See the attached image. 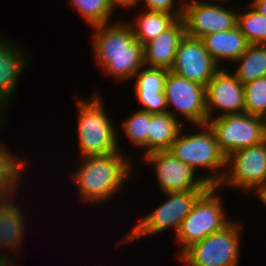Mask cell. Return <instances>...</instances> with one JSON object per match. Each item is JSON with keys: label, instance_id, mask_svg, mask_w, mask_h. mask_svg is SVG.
Returning <instances> with one entry per match:
<instances>
[{"label": "cell", "instance_id": "obj_21", "mask_svg": "<svg viewBox=\"0 0 266 266\" xmlns=\"http://www.w3.org/2000/svg\"><path fill=\"white\" fill-rule=\"evenodd\" d=\"M182 122L185 121H179L169 112L150 114L148 154L154 151L169 150L185 125Z\"/></svg>", "mask_w": 266, "mask_h": 266}, {"label": "cell", "instance_id": "obj_17", "mask_svg": "<svg viewBox=\"0 0 266 266\" xmlns=\"http://www.w3.org/2000/svg\"><path fill=\"white\" fill-rule=\"evenodd\" d=\"M184 36V21L180 18L169 29L143 46L144 66L170 71L179 42Z\"/></svg>", "mask_w": 266, "mask_h": 266}, {"label": "cell", "instance_id": "obj_28", "mask_svg": "<svg viewBox=\"0 0 266 266\" xmlns=\"http://www.w3.org/2000/svg\"><path fill=\"white\" fill-rule=\"evenodd\" d=\"M140 3L144 10L175 15L178 19L183 16L184 3L180 0H139L137 6Z\"/></svg>", "mask_w": 266, "mask_h": 266}, {"label": "cell", "instance_id": "obj_29", "mask_svg": "<svg viewBox=\"0 0 266 266\" xmlns=\"http://www.w3.org/2000/svg\"><path fill=\"white\" fill-rule=\"evenodd\" d=\"M139 0H108L109 4L113 7L114 10L117 8H125V9H131V8H137Z\"/></svg>", "mask_w": 266, "mask_h": 266}, {"label": "cell", "instance_id": "obj_37", "mask_svg": "<svg viewBox=\"0 0 266 266\" xmlns=\"http://www.w3.org/2000/svg\"><path fill=\"white\" fill-rule=\"evenodd\" d=\"M265 137H266V118H265Z\"/></svg>", "mask_w": 266, "mask_h": 266}, {"label": "cell", "instance_id": "obj_1", "mask_svg": "<svg viewBox=\"0 0 266 266\" xmlns=\"http://www.w3.org/2000/svg\"><path fill=\"white\" fill-rule=\"evenodd\" d=\"M96 65L110 79L120 83L133 80L144 66L143 45L136 40L126 20L90 27Z\"/></svg>", "mask_w": 266, "mask_h": 266}, {"label": "cell", "instance_id": "obj_5", "mask_svg": "<svg viewBox=\"0 0 266 266\" xmlns=\"http://www.w3.org/2000/svg\"><path fill=\"white\" fill-rule=\"evenodd\" d=\"M218 191V186H210L182 221L175 236L179 244L178 257L192 244L222 230L232 221L226 214L224 199Z\"/></svg>", "mask_w": 266, "mask_h": 266}, {"label": "cell", "instance_id": "obj_31", "mask_svg": "<svg viewBox=\"0 0 266 266\" xmlns=\"http://www.w3.org/2000/svg\"><path fill=\"white\" fill-rule=\"evenodd\" d=\"M9 108L10 107L2 99H0V128L3 127L5 125L4 123L7 122L6 112H9Z\"/></svg>", "mask_w": 266, "mask_h": 266}, {"label": "cell", "instance_id": "obj_26", "mask_svg": "<svg viewBox=\"0 0 266 266\" xmlns=\"http://www.w3.org/2000/svg\"><path fill=\"white\" fill-rule=\"evenodd\" d=\"M237 14V26L249 44H266V16L259 14L250 5Z\"/></svg>", "mask_w": 266, "mask_h": 266}, {"label": "cell", "instance_id": "obj_27", "mask_svg": "<svg viewBox=\"0 0 266 266\" xmlns=\"http://www.w3.org/2000/svg\"><path fill=\"white\" fill-rule=\"evenodd\" d=\"M244 113L266 118V77L244 84Z\"/></svg>", "mask_w": 266, "mask_h": 266}, {"label": "cell", "instance_id": "obj_32", "mask_svg": "<svg viewBox=\"0 0 266 266\" xmlns=\"http://www.w3.org/2000/svg\"><path fill=\"white\" fill-rule=\"evenodd\" d=\"M254 194L259 199L260 203L262 202L266 207V184L260 187Z\"/></svg>", "mask_w": 266, "mask_h": 266}, {"label": "cell", "instance_id": "obj_25", "mask_svg": "<svg viewBox=\"0 0 266 266\" xmlns=\"http://www.w3.org/2000/svg\"><path fill=\"white\" fill-rule=\"evenodd\" d=\"M150 124V113L137 109L129 117L124 118L120 128L132 142L133 147L145 150L144 155L148 154V132Z\"/></svg>", "mask_w": 266, "mask_h": 266}, {"label": "cell", "instance_id": "obj_22", "mask_svg": "<svg viewBox=\"0 0 266 266\" xmlns=\"http://www.w3.org/2000/svg\"><path fill=\"white\" fill-rule=\"evenodd\" d=\"M137 14L133 20L130 19L128 24L136 40L143 46L169 29L178 20L175 15L148 10H142Z\"/></svg>", "mask_w": 266, "mask_h": 266}, {"label": "cell", "instance_id": "obj_24", "mask_svg": "<svg viewBox=\"0 0 266 266\" xmlns=\"http://www.w3.org/2000/svg\"><path fill=\"white\" fill-rule=\"evenodd\" d=\"M72 9L90 27L112 23L115 10L108 0H70Z\"/></svg>", "mask_w": 266, "mask_h": 266}, {"label": "cell", "instance_id": "obj_19", "mask_svg": "<svg viewBox=\"0 0 266 266\" xmlns=\"http://www.w3.org/2000/svg\"><path fill=\"white\" fill-rule=\"evenodd\" d=\"M15 198L7 199L0 205V244H3L9 253L16 256L24 242L26 233L25 214L21 210V202ZM21 207V208H20ZM25 222V223H24ZM24 234V235H23ZM12 250V251H11Z\"/></svg>", "mask_w": 266, "mask_h": 266}, {"label": "cell", "instance_id": "obj_3", "mask_svg": "<svg viewBox=\"0 0 266 266\" xmlns=\"http://www.w3.org/2000/svg\"><path fill=\"white\" fill-rule=\"evenodd\" d=\"M76 99L79 157L108 155L121 150L117 139L118 126L106 111L100 93L96 91L87 99L80 96Z\"/></svg>", "mask_w": 266, "mask_h": 266}, {"label": "cell", "instance_id": "obj_6", "mask_svg": "<svg viewBox=\"0 0 266 266\" xmlns=\"http://www.w3.org/2000/svg\"><path fill=\"white\" fill-rule=\"evenodd\" d=\"M206 190H187L164 193L166 201L152 212L140 218L124 236L122 243H132L151 235H160L169 229L178 232L182 221L192 210L195 202Z\"/></svg>", "mask_w": 266, "mask_h": 266}, {"label": "cell", "instance_id": "obj_9", "mask_svg": "<svg viewBox=\"0 0 266 266\" xmlns=\"http://www.w3.org/2000/svg\"><path fill=\"white\" fill-rule=\"evenodd\" d=\"M220 150L226 158L233 152L260 144L265 137V119L247 113L209 119Z\"/></svg>", "mask_w": 266, "mask_h": 266}, {"label": "cell", "instance_id": "obj_4", "mask_svg": "<svg viewBox=\"0 0 266 266\" xmlns=\"http://www.w3.org/2000/svg\"><path fill=\"white\" fill-rule=\"evenodd\" d=\"M198 132L184 134V127L171 144L169 151L194 171L208 170L202 178L210 186H218L226 170V156L216 141L215 134L208 124L193 125Z\"/></svg>", "mask_w": 266, "mask_h": 266}, {"label": "cell", "instance_id": "obj_30", "mask_svg": "<svg viewBox=\"0 0 266 266\" xmlns=\"http://www.w3.org/2000/svg\"><path fill=\"white\" fill-rule=\"evenodd\" d=\"M248 3L259 14L266 16V0H250Z\"/></svg>", "mask_w": 266, "mask_h": 266}, {"label": "cell", "instance_id": "obj_34", "mask_svg": "<svg viewBox=\"0 0 266 266\" xmlns=\"http://www.w3.org/2000/svg\"><path fill=\"white\" fill-rule=\"evenodd\" d=\"M15 258H11L8 261H5L3 263L0 264V266H17V264L14 262ZM14 262V263H12Z\"/></svg>", "mask_w": 266, "mask_h": 266}, {"label": "cell", "instance_id": "obj_16", "mask_svg": "<svg viewBox=\"0 0 266 266\" xmlns=\"http://www.w3.org/2000/svg\"><path fill=\"white\" fill-rule=\"evenodd\" d=\"M168 70L143 66L134 76V92L140 110L150 114L167 112L166 98L164 95L165 80Z\"/></svg>", "mask_w": 266, "mask_h": 266}, {"label": "cell", "instance_id": "obj_33", "mask_svg": "<svg viewBox=\"0 0 266 266\" xmlns=\"http://www.w3.org/2000/svg\"><path fill=\"white\" fill-rule=\"evenodd\" d=\"M3 247V248H2ZM2 249H6V251L8 250L3 244H0V252H3V251H1ZM8 255H4V254H1L0 253V264L1 263H3V262H5V261H8L9 259H11V258H14L13 256H11L9 253H7ZM4 256V257H3ZM11 256V257H10Z\"/></svg>", "mask_w": 266, "mask_h": 266}, {"label": "cell", "instance_id": "obj_7", "mask_svg": "<svg viewBox=\"0 0 266 266\" xmlns=\"http://www.w3.org/2000/svg\"><path fill=\"white\" fill-rule=\"evenodd\" d=\"M242 223L232 220L222 230L192 244L179 257L186 266H239Z\"/></svg>", "mask_w": 266, "mask_h": 266}, {"label": "cell", "instance_id": "obj_14", "mask_svg": "<svg viewBox=\"0 0 266 266\" xmlns=\"http://www.w3.org/2000/svg\"><path fill=\"white\" fill-rule=\"evenodd\" d=\"M220 69L201 39L185 35L179 42L170 71L206 87Z\"/></svg>", "mask_w": 266, "mask_h": 266}, {"label": "cell", "instance_id": "obj_8", "mask_svg": "<svg viewBox=\"0 0 266 266\" xmlns=\"http://www.w3.org/2000/svg\"><path fill=\"white\" fill-rule=\"evenodd\" d=\"M266 184V140L233 152L226 159V170L218 188L241 189L254 193ZM234 187V188H233Z\"/></svg>", "mask_w": 266, "mask_h": 266}, {"label": "cell", "instance_id": "obj_23", "mask_svg": "<svg viewBox=\"0 0 266 266\" xmlns=\"http://www.w3.org/2000/svg\"><path fill=\"white\" fill-rule=\"evenodd\" d=\"M234 62L237 66L232 73L242 84L266 77V44H249Z\"/></svg>", "mask_w": 266, "mask_h": 266}, {"label": "cell", "instance_id": "obj_20", "mask_svg": "<svg viewBox=\"0 0 266 266\" xmlns=\"http://www.w3.org/2000/svg\"><path fill=\"white\" fill-rule=\"evenodd\" d=\"M0 141V194L7 200L16 198L17 190L29 161L13 153L10 148ZM8 148V149H7ZM19 156V157H18ZM27 165V166H26ZM21 182V183H20ZM16 193V194H15Z\"/></svg>", "mask_w": 266, "mask_h": 266}, {"label": "cell", "instance_id": "obj_12", "mask_svg": "<svg viewBox=\"0 0 266 266\" xmlns=\"http://www.w3.org/2000/svg\"><path fill=\"white\" fill-rule=\"evenodd\" d=\"M143 158L152 165L162 193L207 190L210 187L202 176H198L196 171L177 159L169 150L154 151L143 155Z\"/></svg>", "mask_w": 266, "mask_h": 266}, {"label": "cell", "instance_id": "obj_11", "mask_svg": "<svg viewBox=\"0 0 266 266\" xmlns=\"http://www.w3.org/2000/svg\"><path fill=\"white\" fill-rule=\"evenodd\" d=\"M223 4L205 3L190 0L183 4L185 35L201 39L205 35L233 29L237 26L240 9L229 8Z\"/></svg>", "mask_w": 266, "mask_h": 266}, {"label": "cell", "instance_id": "obj_36", "mask_svg": "<svg viewBox=\"0 0 266 266\" xmlns=\"http://www.w3.org/2000/svg\"><path fill=\"white\" fill-rule=\"evenodd\" d=\"M6 199L0 194V205L5 201Z\"/></svg>", "mask_w": 266, "mask_h": 266}, {"label": "cell", "instance_id": "obj_10", "mask_svg": "<svg viewBox=\"0 0 266 266\" xmlns=\"http://www.w3.org/2000/svg\"><path fill=\"white\" fill-rule=\"evenodd\" d=\"M163 92L174 118H184L189 126L207 124L205 86L168 71Z\"/></svg>", "mask_w": 266, "mask_h": 266}, {"label": "cell", "instance_id": "obj_13", "mask_svg": "<svg viewBox=\"0 0 266 266\" xmlns=\"http://www.w3.org/2000/svg\"><path fill=\"white\" fill-rule=\"evenodd\" d=\"M227 69L221 68L206 86L207 121L224 115L244 113V84L231 69Z\"/></svg>", "mask_w": 266, "mask_h": 266}, {"label": "cell", "instance_id": "obj_35", "mask_svg": "<svg viewBox=\"0 0 266 266\" xmlns=\"http://www.w3.org/2000/svg\"><path fill=\"white\" fill-rule=\"evenodd\" d=\"M199 1H202V2H205V3H212V4H215V1H216L217 4H221L222 2H227V1H230V0H199Z\"/></svg>", "mask_w": 266, "mask_h": 266}, {"label": "cell", "instance_id": "obj_2", "mask_svg": "<svg viewBox=\"0 0 266 266\" xmlns=\"http://www.w3.org/2000/svg\"><path fill=\"white\" fill-rule=\"evenodd\" d=\"M79 158V168L74 169V173L70 172L72 183H75L79 190V198L81 203L91 205L102 204L123 191V187L127 182L137 174L132 171L133 156L121 152ZM127 156V157H126ZM134 172V173H132ZM135 174V175H134ZM133 175V176H132ZM84 201V202H83Z\"/></svg>", "mask_w": 266, "mask_h": 266}, {"label": "cell", "instance_id": "obj_18", "mask_svg": "<svg viewBox=\"0 0 266 266\" xmlns=\"http://www.w3.org/2000/svg\"><path fill=\"white\" fill-rule=\"evenodd\" d=\"M201 40L205 49L221 68H223L222 62L223 64L226 62L233 64L249 46L238 26L230 30L205 35Z\"/></svg>", "mask_w": 266, "mask_h": 266}, {"label": "cell", "instance_id": "obj_38", "mask_svg": "<svg viewBox=\"0 0 266 266\" xmlns=\"http://www.w3.org/2000/svg\"><path fill=\"white\" fill-rule=\"evenodd\" d=\"M181 1H182V3H183V2H184V3H186V2H188V1H190V0H184V1H183V0H181Z\"/></svg>", "mask_w": 266, "mask_h": 266}, {"label": "cell", "instance_id": "obj_15", "mask_svg": "<svg viewBox=\"0 0 266 266\" xmlns=\"http://www.w3.org/2000/svg\"><path fill=\"white\" fill-rule=\"evenodd\" d=\"M0 36V99L10 108L15 97L20 76L31 64L29 53L21 44ZM28 54V55H27Z\"/></svg>", "mask_w": 266, "mask_h": 266}]
</instances>
